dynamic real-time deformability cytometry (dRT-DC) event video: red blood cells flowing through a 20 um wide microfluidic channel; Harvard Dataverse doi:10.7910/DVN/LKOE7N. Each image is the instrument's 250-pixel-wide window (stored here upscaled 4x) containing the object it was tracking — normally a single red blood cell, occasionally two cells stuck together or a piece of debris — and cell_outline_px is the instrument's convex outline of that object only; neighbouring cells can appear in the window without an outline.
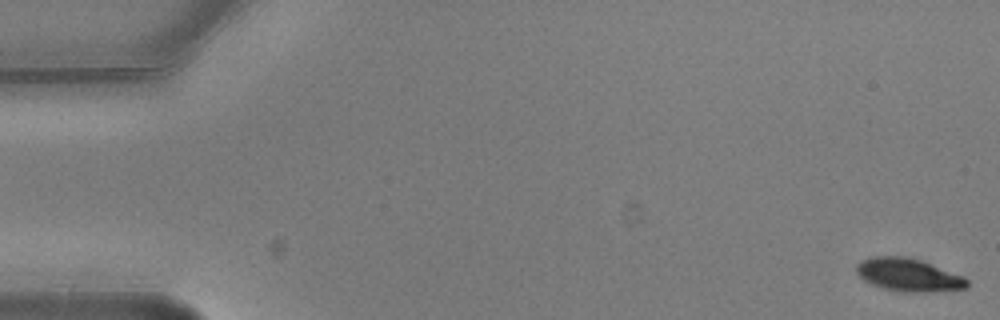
{"species": "common noctule bat (a hibernating species)", "species_latin": "Nyctalus noctula", "temperature_condition": "warm", "stored_images_in_passage": 2, "segment_of_instrument_passage": [2, 2], "camera_frame_rate_fps": 3000, "um_per_image_px": 0.085, "animal": {"sex": "male", "body_mass_g": 20.5, "forearm_length_mm": 52.5}, "frame": {"image": 1, "passage_image": 2, "time_ms": 0.333, "image_size_px": [1000, 320], "cell_outline_px": [[968, 288], [924, 292], [900, 292], [884, 288], [872, 284], [864, 280], [856, 272], [856, 264], [860, 260], [872, 256], [904, 256], [920, 260], [964, 276], [968, 280]], "centroid_in_image_um": [77.2, 23.36], "position_along_channel_um": 7.8, "area_um2": 21.21}}